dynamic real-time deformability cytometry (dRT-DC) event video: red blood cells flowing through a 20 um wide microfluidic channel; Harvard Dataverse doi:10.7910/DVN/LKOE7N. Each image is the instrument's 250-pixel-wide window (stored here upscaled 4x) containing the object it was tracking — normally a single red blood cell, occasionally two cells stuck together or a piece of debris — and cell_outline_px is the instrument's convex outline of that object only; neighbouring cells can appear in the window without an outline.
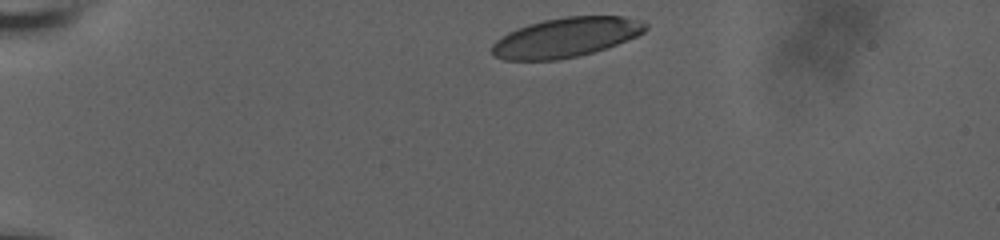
{"species": "human", "species_latin": "Homo sapiens", "temperature_condition": "room temperature", "stored_images_in_passage": 14, "camera_frame_rate_fps": 3000, "um_per_image_px": 0.085, "donor": {"sex": "male"}, "frame": {"image": 1, "passage_image": 1, "time_ms": 0.0, "image_size_px": [1000, 240], "cell_outline_px": [[648, 28], [644, 32], [636, 36], [616, 44], [592, 52], [560, 60], [504, 60], [496, 56], [492, 52], [492, 44], [496, 40], [508, 32], [516, 28], [528, 24], [544, 20], [564, 16], [620, 16], [640, 20], [648, 24]], "centroid_in_image_um": [48.1, 3.17], "position_along_channel_um": 36.9, "area_um2": 35.26}}
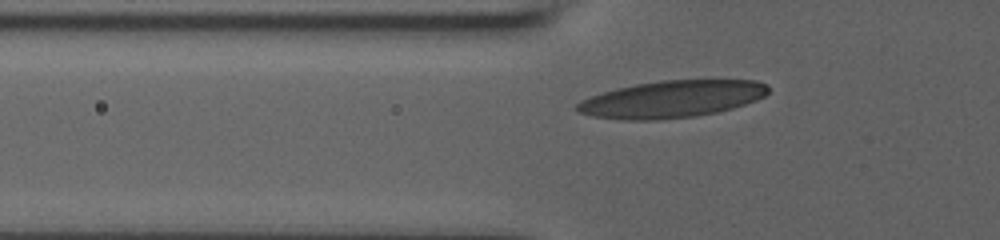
{"frame": {"image": 2, "passage_image": 8, "time_ms": 2.333, "image_size_px": [1000, 240], "cell_outline_px": [[768, 92], [764, 96], [756, 100], [732, 108], [716, 112], [696, 116], [656, 120], [628, 120], [592, 116], [580, 112], [576, 108], [576, 104], [580, 100], [616, 88], [636, 84], [660, 80], [756, 80], [768, 84]], "centroid_in_image_um": [57.12, 8.42], "position_along_channel_um": 68.7, "area_um2": 41.1}}
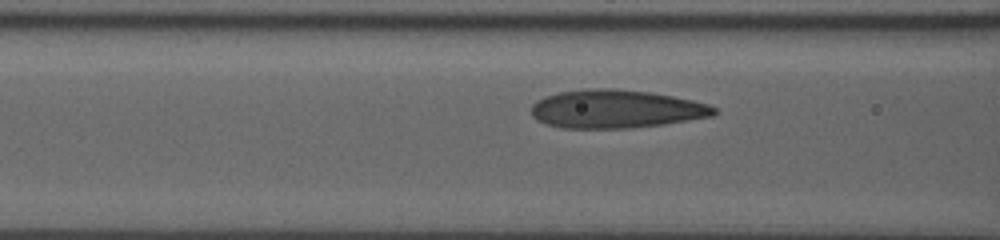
{"frame": {"image": 3, "passage_image": 12, "time_ms": 3.667, "image_size_px": [1000, 240], "cell_outline_px": [[720, 112], [712, 116], [664, 124], [628, 128], [560, 128], [544, 124], [536, 120], [532, 116], [532, 104], [536, 100], [544, 96], [560, 92], [584, 88], [616, 88], [652, 92], [692, 100], [708, 104], [716, 108]], "centroid_in_image_um": [52.33, 9.26], "position_along_channel_um": 114.3, "area_um2": 41.21}}